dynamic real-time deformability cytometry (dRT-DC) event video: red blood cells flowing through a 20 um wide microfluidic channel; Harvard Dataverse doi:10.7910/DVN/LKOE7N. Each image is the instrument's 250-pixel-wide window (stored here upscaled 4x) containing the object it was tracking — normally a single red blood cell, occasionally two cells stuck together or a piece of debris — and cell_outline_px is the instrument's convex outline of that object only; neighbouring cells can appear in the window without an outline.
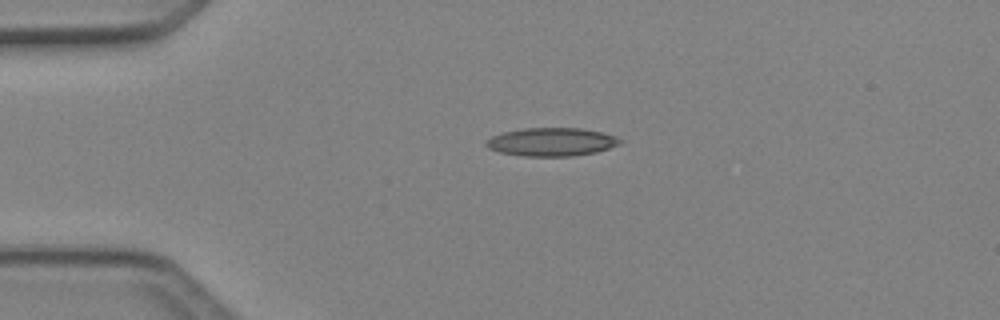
{"species": "Egyptian fruit bat (a non-hibernating species)", "species_latin": "Rousettus aegyptiacus", "temperature_condition": "cold", "stored_images_in_passage": 32, "camera_frame_rate_fps": 3000, "um_per_image_px": 0.085, "animal": {"sex": "female"}, "frame": {"image": 1, "passage_image": 1, "time_ms": 0.0, "image_size_px": [1000, 320], "cell_outline_px": [[624, 140], [620, 144], [596, 152], [572, 156], [524, 156], [500, 152], [488, 148], [484, 144], [484, 140], [492, 136], [504, 132], [524, 128], [580, 128], [600, 132], [616, 136]], "centroid_in_image_um": [46.87, 12.06], "position_along_channel_um": 38.1, "area_um2": 22.08}}
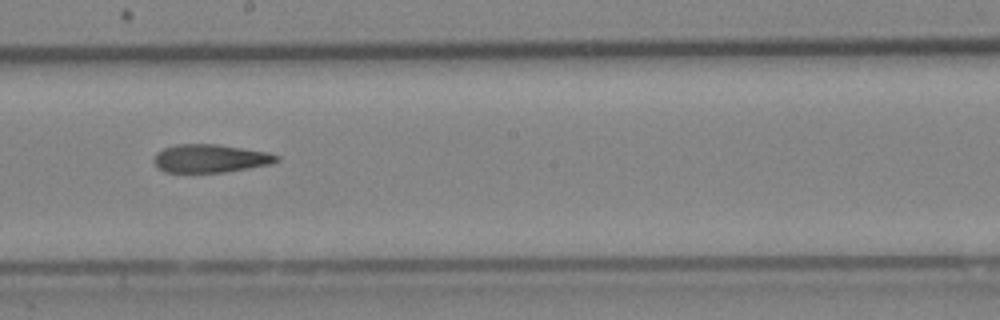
{"frame": {"image": 2, "passage_image": 17, "time_ms": 5.333, "image_size_px": [1000, 320], "cell_outline_px": [[280, 160], [272, 164], [224, 172], [164, 172], [152, 160], [156, 152], [164, 148], [176, 144], [216, 144], [268, 152], [280, 156]], "centroid_in_image_um": [17.89, 13.46], "position_along_channel_um": 230.3, "area_um2": 20.17}}
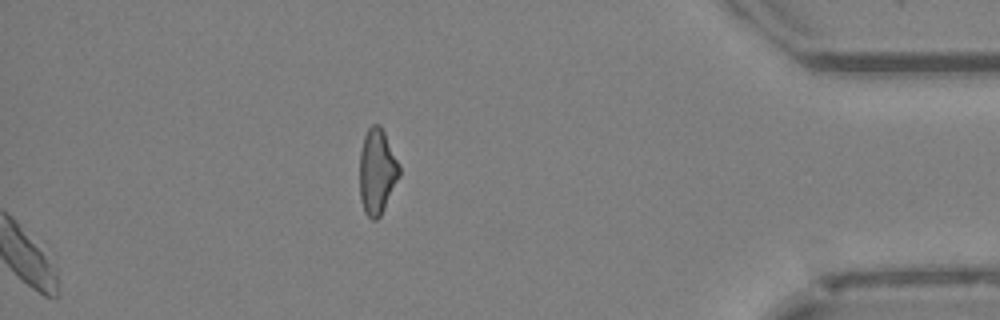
{"frame": {"image": 3, "passage_image": 32, "time_ms": 10.333, "image_size_px": [1000, 320], "cell_outline_px": [[400, 176], [380, 216], [376, 220], [372, 220], [364, 212], [360, 200], [360, 152], [364, 136], [368, 128], [372, 124], [380, 124], [400, 164]], "centroid_in_image_um": [32.05, 14.58], "position_along_channel_um": 403.1, "area_um2": 19.83}, "authors_computed_cell_mechanics": {"area_um2": 20.9525, "velocity_mm_per_s": 4.2586, "shape_relaxation_time_tau1_ms": null, "shape_relaxation_time_tau2_ms": 6.1972, "deformation_change_tau1": null, "deformation_change_tau2": 0.1971}}